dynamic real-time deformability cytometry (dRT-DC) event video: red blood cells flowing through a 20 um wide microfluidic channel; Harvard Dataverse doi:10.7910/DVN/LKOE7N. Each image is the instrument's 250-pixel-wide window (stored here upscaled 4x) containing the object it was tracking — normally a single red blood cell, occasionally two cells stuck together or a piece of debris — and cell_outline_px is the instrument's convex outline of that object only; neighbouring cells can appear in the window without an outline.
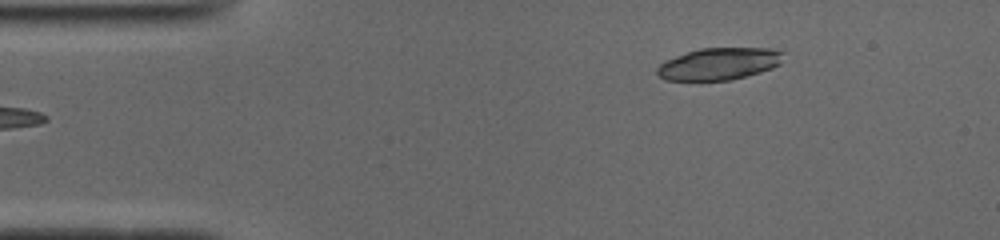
{"species": "common noctule bat (a hibernating species)", "species_latin": "Nyctalus noctula", "temperature_condition": "cold", "stored_images_in_passage": 44, "camera_frame_rate_fps": 3000, "um_per_image_px": 0.085, "animal": {"sex": "male", "body_mass_g": 19.0, "forearm_length_mm": 50.8}, "frame": {"image": 1, "passage_image": 1, "time_ms": 0.0, "image_size_px": [1000, 240], "cell_outline_px": [[784, 52], [780, 64], [772, 68], [760, 72], [732, 80], [664, 80], [656, 72], [656, 68], [660, 64], [676, 56], [700, 48], [768, 48]], "centroid_in_image_um": [61.13, 5.43], "position_along_channel_um": 23.9, "area_um2": 23.41}}
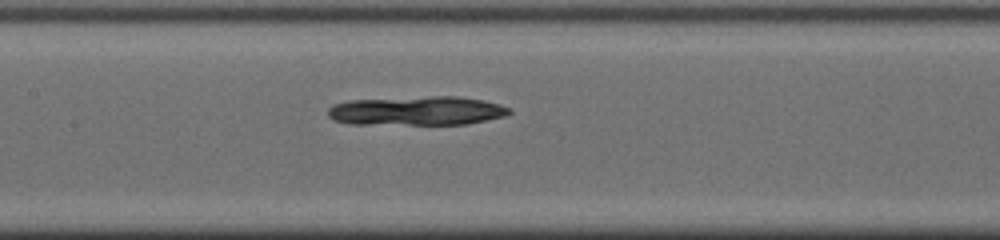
{"frame": {"image": 2, "passage_image": 17, "time_ms": 5.333, "image_size_px": [1000, 240], "cell_outline_px": [[512, 112], [508, 116], [468, 124], [352, 124], [332, 120], [328, 116], [328, 108], [332, 104], [348, 100], [432, 96], [456, 96], [484, 100], [500, 104], [512, 108]], "centroid_in_image_um": [35.47, 9.42], "position_along_channel_um": 171.9, "area_um2": 31.15}}
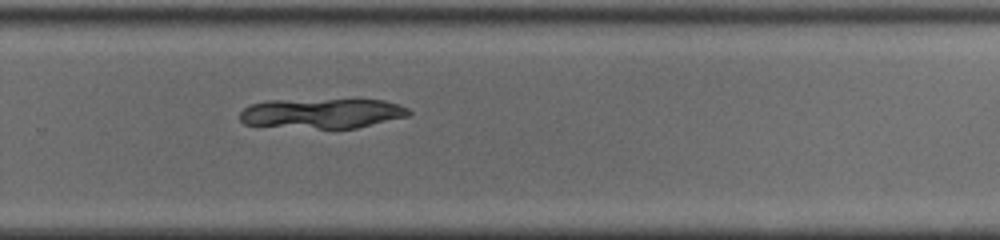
{"frame": {"image": 3, "passage_image": 27, "time_ms": 8.667, "image_size_px": [1000, 240], "cell_outline_px": [[412, 116], [356, 128], [320, 128], [244, 124], [240, 120], [240, 112], [244, 108], [252, 104], [268, 100], [384, 100], [400, 104], [408, 108], [412, 112]], "centroid_in_image_um": [27.46, 9.63], "position_along_channel_um": 302.3, "area_um2": 29.36}}